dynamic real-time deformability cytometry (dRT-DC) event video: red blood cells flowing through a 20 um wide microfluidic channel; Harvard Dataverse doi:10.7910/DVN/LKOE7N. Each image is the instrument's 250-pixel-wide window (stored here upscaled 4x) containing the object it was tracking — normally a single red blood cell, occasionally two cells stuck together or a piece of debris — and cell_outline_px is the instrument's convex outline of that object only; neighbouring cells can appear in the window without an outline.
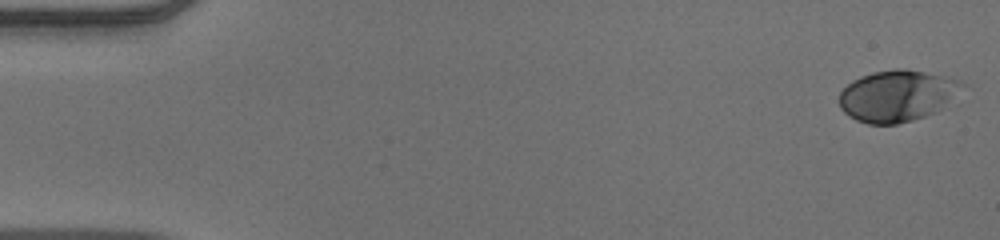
{"species": "human", "species_latin": "Homo sapiens", "temperature_condition": "warm", "stored_images_in_passage": 52, "camera_frame_rate_fps": 3000, "um_per_image_px": 0.085, "donor": {"sex": "male"}, "frame": {"image": 1, "passage_image": 1, "time_ms": 0.0, "image_size_px": [1000, 240], "cell_outline_px": [[964, 84], [936, 112], [912, 120], [896, 124], [868, 124], [856, 120], [848, 116], [840, 108], [840, 92], [852, 80], [860, 76], [872, 72], [896, 68], [904, 68], [960, 80]], "centroid_in_image_um": [76.17, 8.14], "position_along_channel_um": 8.8, "area_um2": 36.24}}
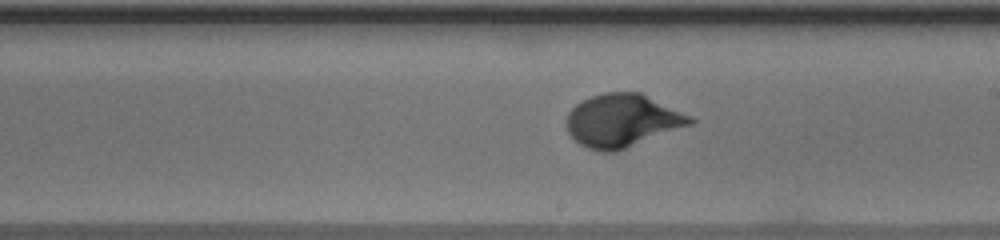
{"frame": {"image": 2, "passage_image": 30, "time_ms": 9.667, "image_size_px": [1000, 240], "cell_outline_px": [[696, 120], [692, 124], [624, 148], [612, 152], [604, 152], [588, 148], [580, 144], [568, 132], [568, 112], [576, 104], [592, 96], [604, 92], [640, 92], [692, 116]], "centroid_in_image_um": [52.91, 10.23], "position_along_channel_um": 236.1, "area_um2": 37.51}}
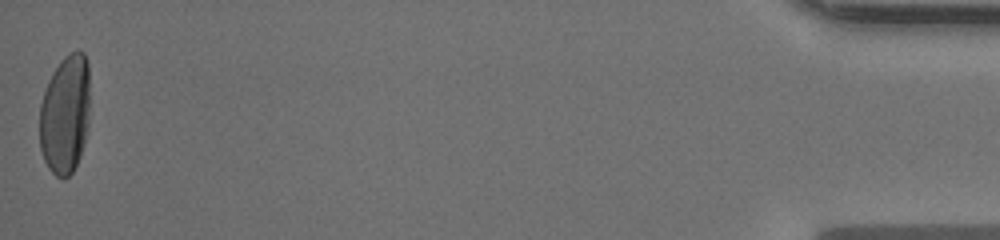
{"frame": {"image": 3, "passage_image": 52, "time_ms": 17.0, "image_size_px": [1000, 240], "cell_outline_px": [[88, 124], [84, 144], [80, 156], [72, 172], [64, 180], [56, 176], [48, 168], [44, 160], [40, 148], [40, 104], [48, 80], [52, 72], [60, 60], [64, 56], [72, 52], [84, 52], [88, 60]], "centroid_in_image_um": [5.52, 9.73], "position_along_channel_um": 429.7, "area_um2": 35.03}, "authors_computed_cell_mechanics": {"area_um2": 35.547, "velocity_mm_per_s": 3.9175, "shape_relaxation_time_tau1_ms": 3.0877, "shape_relaxation_time_tau2_ms": null, "deformation_change_tau1": 0.1803, "deformation_change_tau2": null}}